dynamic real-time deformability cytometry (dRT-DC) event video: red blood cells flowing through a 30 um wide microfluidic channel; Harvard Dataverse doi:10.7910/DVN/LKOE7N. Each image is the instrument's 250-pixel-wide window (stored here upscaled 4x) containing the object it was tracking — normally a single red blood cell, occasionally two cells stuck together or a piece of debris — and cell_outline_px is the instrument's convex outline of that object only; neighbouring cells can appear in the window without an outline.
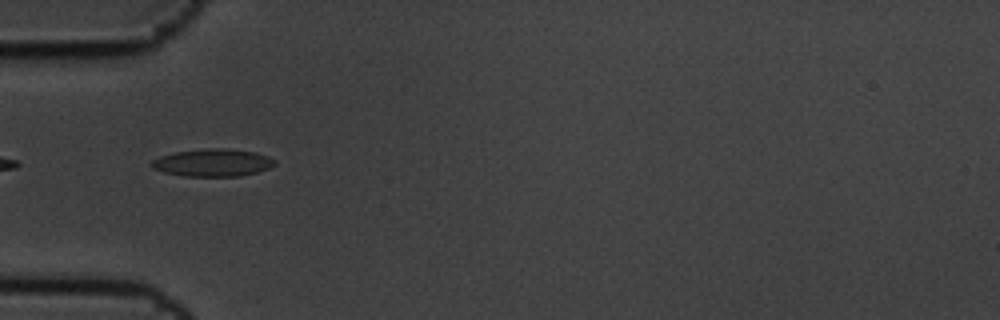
{"species": "common noctule bat (a hibernating species)", "species_latin": "Nyctalus noctula", "temperature_condition": "cold", "stored_images_in_passage": 8, "camera_frame_rate_fps": 3000, "um_per_image_px": 0.085, "animal": {"sex": "male", "body_mass_g": 19.5, "forearm_length_mm": 54.6}, "frame": {"image": 1, "passage_image": 5, "time_ms": 1.333, "image_size_px": [1000, 320], "cell_outline_px": [[276, 164], [268, 168], [256, 172], [240, 176], [184, 176], [164, 172], [152, 168], [148, 164], [152, 160], [160, 156], [176, 152], [208, 148], [224, 148], [256, 152], [268, 156], [276, 160]], "centroid_in_image_um": [18.07, 13.82], "position_along_channel_um": 66.9, "area_um2": 19.77}}
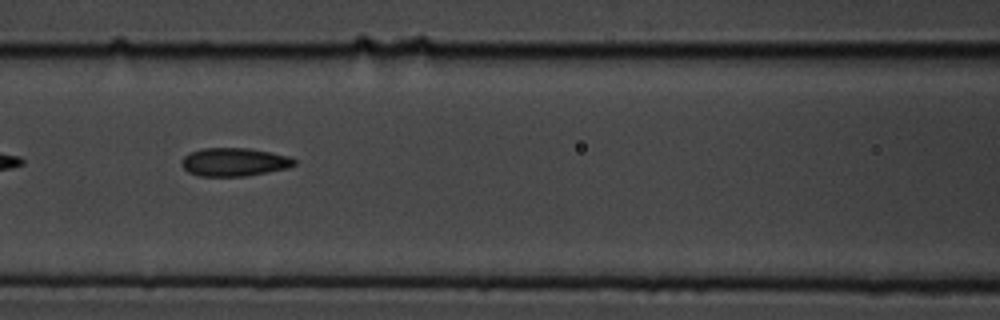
{"frame": {"image": 2, "passage_image": 7, "time_ms": 2.0, "image_size_px": [1000, 320], "cell_outline_px": [[296, 164], [288, 168], [268, 172], [244, 176], [200, 176], [188, 172], [180, 164], [184, 156], [192, 152], [204, 148], [248, 148], [292, 156], [296, 160]], "centroid_in_image_um": [19.94, 13.77], "position_along_channel_um": 146.7, "area_um2": 18.61}}
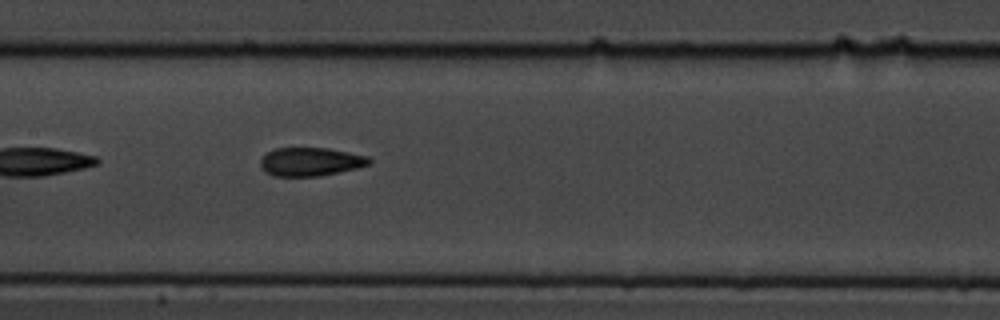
{"frame": {"image": 3, "passage_image": 8, "time_ms": 2.333, "image_size_px": [1000, 320], "cell_outline_px": [[372, 160], [368, 164], [356, 168], [320, 176], [272, 176], [264, 172], [260, 164], [260, 160], [268, 152], [276, 148], [328, 148], [368, 156]], "centroid_in_image_um": [26.37, 13.75], "position_along_channel_um": 181.0, "area_um2": 17.98}}